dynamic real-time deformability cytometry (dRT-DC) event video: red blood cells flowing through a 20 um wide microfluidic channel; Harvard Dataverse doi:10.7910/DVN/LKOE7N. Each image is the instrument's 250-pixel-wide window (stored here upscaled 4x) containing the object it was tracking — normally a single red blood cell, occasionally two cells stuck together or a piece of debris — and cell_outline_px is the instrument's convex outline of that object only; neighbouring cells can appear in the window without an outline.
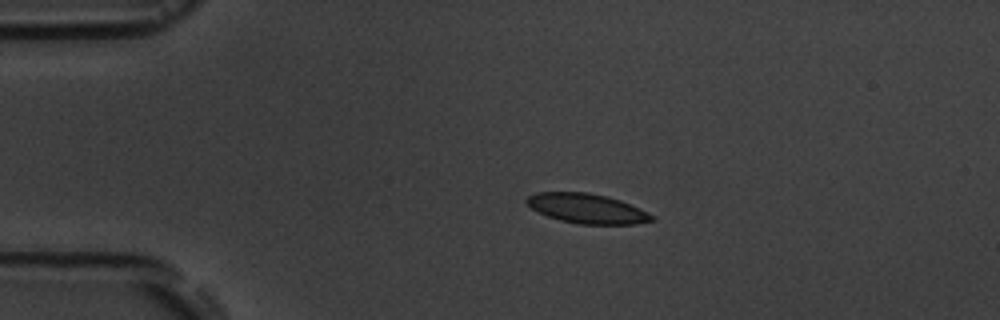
{"species": "common noctule bat (a hibernating species)", "species_latin": "Nyctalus noctula", "temperature_condition": "room temperature", "stored_images_in_passage": 6, "camera_frame_rate_fps": 3000, "um_per_image_px": 0.085, "animal": {"sex": "male", "body_mass_g": 19.5, "forearm_length_mm": 54.6}, "frame": {"image": 1, "passage_image": 3, "time_ms": 2.333, "image_size_px": [1000, 320], "cell_outline_px": [[656, 220], [636, 224], [580, 224], [560, 220], [548, 216], [532, 208], [524, 200], [528, 196], [536, 192], [588, 192], [608, 196], [620, 200], [640, 208], [656, 216]], "centroid_in_image_um": [49.94, 17.72], "position_along_channel_um": 35.1, "area_um2": 21.73}}
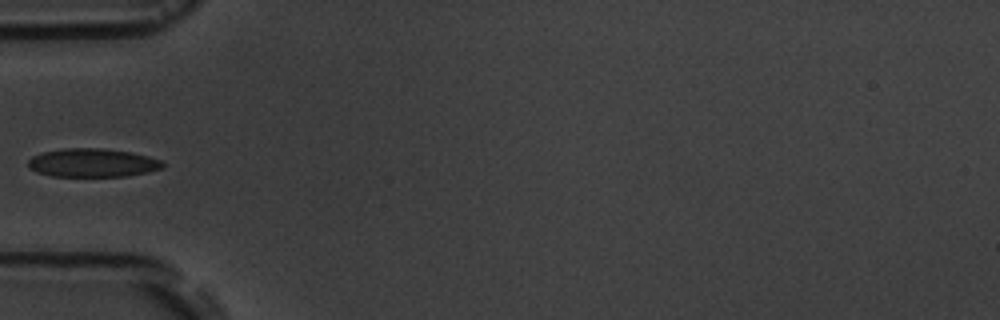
{"frame": {"image": 2, "passage_image": 5, "time_ms": 4.667, "image_size_px": [1000, 320], "cell_outline_px": [[164, 168], [148, 172], [128, 176], [52, 176], [36, 172], [28, 168], [28, 160], [32, 156], [40, 152], [64, 148], [104, 148], [128, 152], [148, 156], [164, 160]], "centroid_in_image_um": [7.86, 13.83], "position_along_channel_um": 77.1, "area_um2": 22.6}}
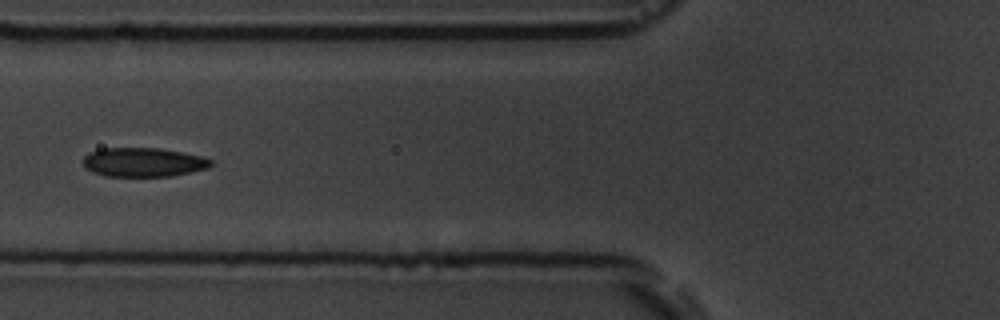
{"frame": {"image": 3, "passage_image": 6, "time_ms": 5.667, "image_size_px": [1000, 320], "cell_outline_px": [[212, 164], [208, 168], [192, 172], [172, 176], [104, 176], [92, 172], [84, 168], [84, 156], [88, 152], [104, 148], [160, 148], [184, 152], [200, 156], [212, 160]], "centroid_in_image_um": [12.18, 13.79], "position_along_channel_um": 113.6, "area_um2": 21.79}}